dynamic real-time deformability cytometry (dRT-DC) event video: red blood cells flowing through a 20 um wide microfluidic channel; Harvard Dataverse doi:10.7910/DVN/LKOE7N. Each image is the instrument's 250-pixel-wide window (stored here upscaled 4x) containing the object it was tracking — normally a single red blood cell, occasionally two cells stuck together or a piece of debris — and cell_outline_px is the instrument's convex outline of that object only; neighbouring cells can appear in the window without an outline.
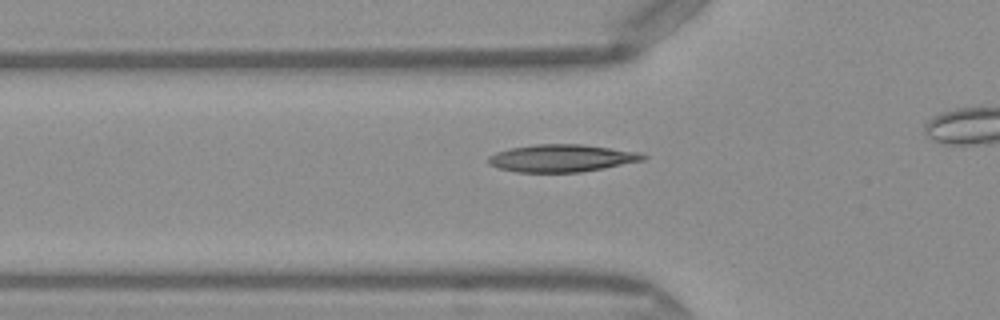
{"species": "Egyptian fruit bat (a non-hibernating species)", "species_latin": "Rousettus aegyptiacus", "temperature_condition": "warm", "stored_images_in_passage": 36, "camera_frame_rate_fps": 3000, "um_per_image_px": 0.085, "frame": {"image": 1, "passage_image": 12, "time_ms": 3.667, "image_size_px": [1000, 320], "cell_outline_px": [[648, 156], [644, 160], [604, 168], [580, 172], [516, 172], [500, 168], [488, 164], [488, 156], [496, 152], [512, 148], [536, 144], [580, 144], [640, 152]], "centroid_in_image_um": [47.75, 13.44], "position_along_channel_um": 78.1, "area_um2": 24.62}}
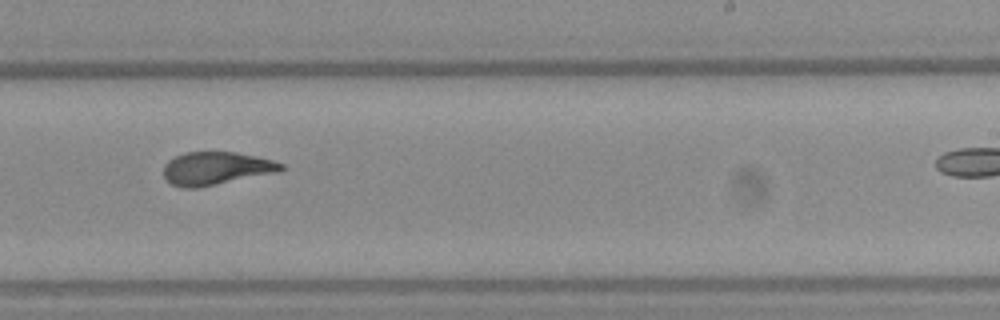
{"frame": {"image": 2, "passage_image": 26, "time_ms": 8.333, "image_size_px": [1000, 320], "cell_outline_px": [[284, 168], [280, 172], [196, 188], [184, 188], [172, 184], [164, 176], [164, 164], [168, 160], [184, 152], [236, 152], [256, 156], [272, 160], [284, 164]], "centroid_in_image_um": [18.38, 14.31], "position_along_channel_um": 270.6, "area_um2": 22.6}}
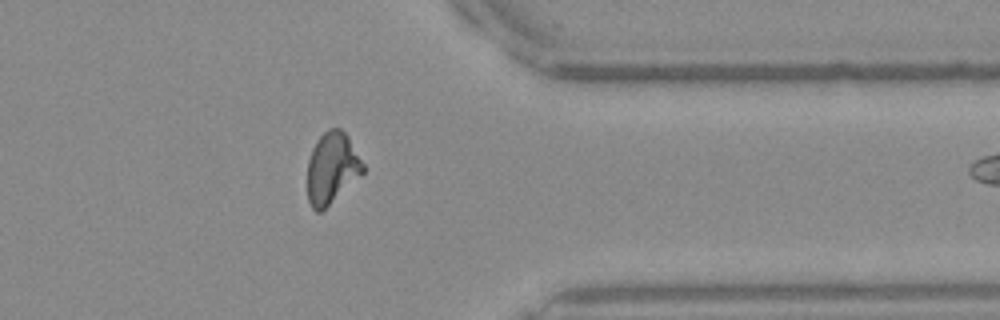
{"frame": {"image": 3, "passage_image": 35, "time_ms": 11.333, "image_size_px": [1000, 320], "cell_outline_px": [[364, 172], [320, 212], [316, 212], [312, 208], [308, 200], [308, 160], [312, 148], [316, 140], [328, 128], [340, 128], [348, 136], [364, 164]], "centroid_in_image_um": [28.2, 14.26], "position_along_channel_um": 383.2, "area_um2": 22.83}}